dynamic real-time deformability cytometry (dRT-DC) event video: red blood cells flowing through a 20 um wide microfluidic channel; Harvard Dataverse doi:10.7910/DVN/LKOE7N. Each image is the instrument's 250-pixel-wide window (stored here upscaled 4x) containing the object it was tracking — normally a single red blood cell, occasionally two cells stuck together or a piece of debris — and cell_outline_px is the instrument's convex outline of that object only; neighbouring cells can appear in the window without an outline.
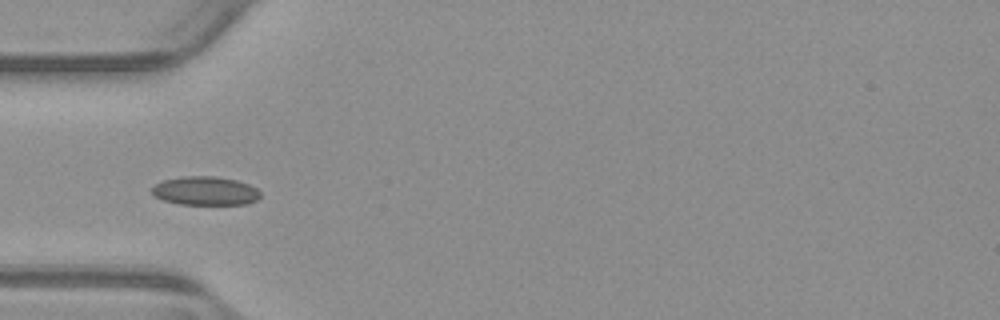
{"species": "common noctule bat (a hibernating species)", "species_latin": "Nyctalus noctula", "temperature_condition": "warm", "stored_images_in_passage": 6, "camera_frame_rate_fps": 3000, "um_per_image_px": 0.085, "animal": {"sex": "male", "body_mass_g": 23.1, "forearm_length_mm": 52.7}, "frame": {"image": 1, "passage_image": 2, "time_ms": 0.333, "image_size_px": [1000, 320], "cell_outline_px": [[260, 196], [256, 200], [248, 204], [180, 204], [164, 200], [156, 196], [152, 192], [152, 188], [156, 184], [164, 180], [180, 176], [216, 176], [236, 180], [248, 184], [256, 188], [260, 192]], "centroid_in_image_um": [17.47, 16.22], "position_along_channel_um": 67.5, "area_um2": 18.03}}